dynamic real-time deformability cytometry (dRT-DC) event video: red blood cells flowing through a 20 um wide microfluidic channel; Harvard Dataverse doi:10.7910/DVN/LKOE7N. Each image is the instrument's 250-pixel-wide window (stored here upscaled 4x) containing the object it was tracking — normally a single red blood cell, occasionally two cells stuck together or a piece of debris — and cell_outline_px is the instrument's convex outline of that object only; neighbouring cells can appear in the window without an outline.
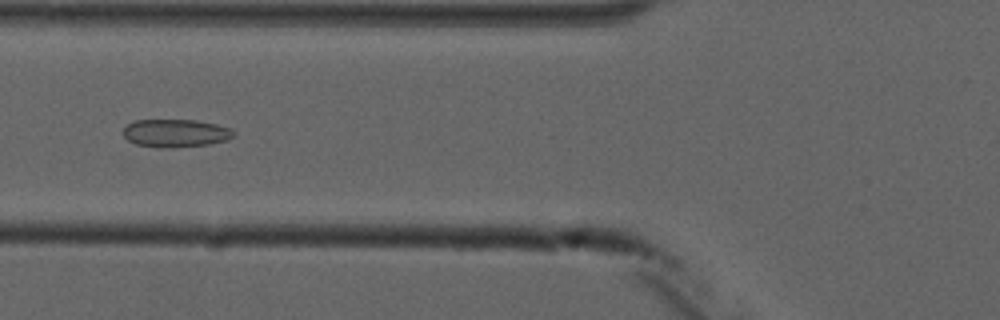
{"species": "common noctule bat (a hibernating species)", "species_latin": "Nyctalus noctula", "temperature_condition": "cold", "stored_images_in_passage": 6, "camera_frame_rate_fps": 3000, "um_per_image_px": 0.085, "animal": {"sex": "male", "forearm_length_mm": 52.5}, "frame": {"image": 1, "passage_image": 6, "time_ms": 5.667, "image_size_px": [1000, 320], "cell_outline_px": [[236, 136], [228, 140], [208, 144], [164, 148], [160, 148], [136, 144], [128, 140], [124, 136], [124, 128], [128, 124], [136, 120], [196, 120], [216, 124], [232, 128]], "centroid_in_image_um": [14.96, 11.31], "position_along_channel_um": 110.8, "area_um2": 17.98}}